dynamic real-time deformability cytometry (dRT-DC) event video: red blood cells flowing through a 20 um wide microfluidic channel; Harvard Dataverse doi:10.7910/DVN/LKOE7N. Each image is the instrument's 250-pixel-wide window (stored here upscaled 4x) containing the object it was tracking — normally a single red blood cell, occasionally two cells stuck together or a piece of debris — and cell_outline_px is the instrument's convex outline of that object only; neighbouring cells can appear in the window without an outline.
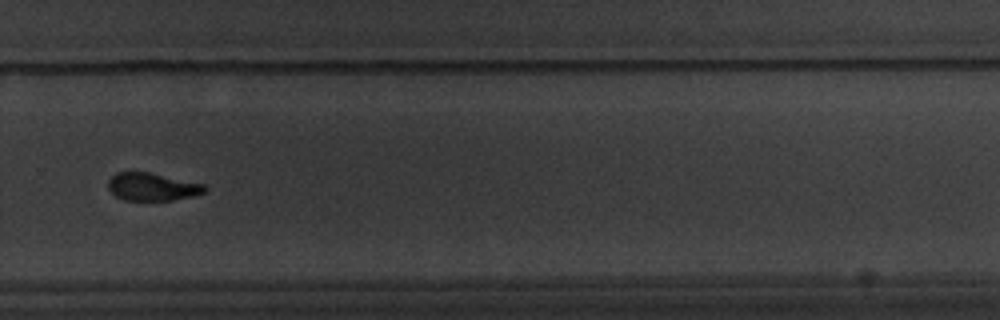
{"species": "common noctule bat (a hibernating species)", "species_latin": "Nyctalus noctula", "temperature_condition": "warm", "stored_images_in_passage": 14, "segment_of_instrument_passage": [1, 2], "camera_frame_rate_fps": 3000, "um_per_image_px": 0.085, "animal": {"sex": "male", "body_mass_g": 20.1, "forearm_length_mm": 53.5}, "frame": {"image": 1, "passage_image": 10, "time_ms": 11.333, "image_size_px": [1000, 320], "cell_outline_px": [[208, 188], [204, 192], [192, 196], [172, 200], [124, 200], [116, 196], [108, 188], [108, 180], [116, 172], [148, 172], [204, 184]], "centroid_in_image_um": [12.93, 15.88], "position_along_channel_um": 316.9, "area_um2": 15.49}}
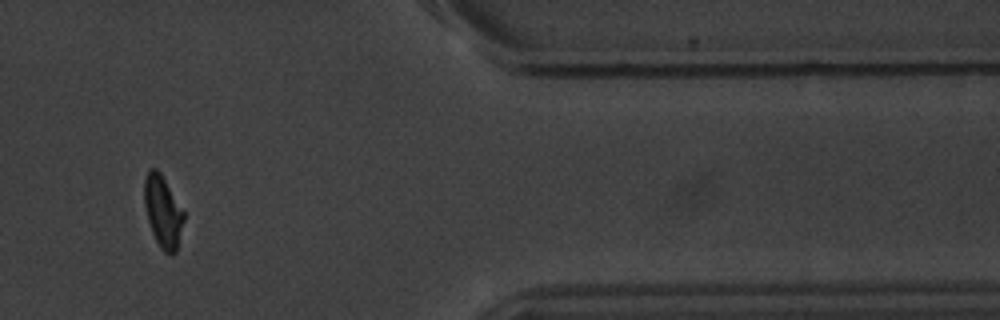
{"frame": {"image": 2, "passage_image": 12, "time_ms": 14.333, "image_size_px": [1000, 320], "cell_outline_px": [[184, 220], [176, 252], [172, 256], [164, 252], [160, 248], [152, 232], [148, 220], [144, 204], [144, 180], [148, 168], [156, 168], [160, 172], [184, 212]], "centroid_in_image_um": [13.83, 17.99], "position_along_channel_um": 397.6, "area_um2": 16.47}}